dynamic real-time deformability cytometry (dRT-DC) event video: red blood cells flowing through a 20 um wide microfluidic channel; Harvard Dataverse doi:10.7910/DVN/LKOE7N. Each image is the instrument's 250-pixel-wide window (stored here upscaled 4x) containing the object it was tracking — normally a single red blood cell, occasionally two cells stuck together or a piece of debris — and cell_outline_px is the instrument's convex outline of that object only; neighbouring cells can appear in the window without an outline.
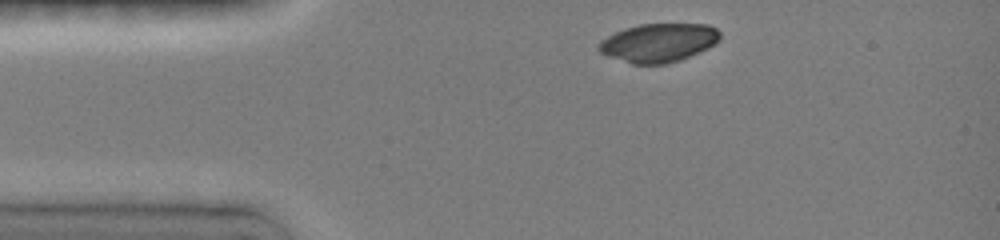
{"species": "common noctule bat (a hibernating species)", "species_latin": "Nyctalus noctula", "temperature_condition": "room temperature", "stored_images_in_passage": 5, "camera_frame_rate_fps": 3000, "um_per_image_px": 0.085, "animal": {"sex": "female", "body_mass_g": 19.0, "forearm_length_mm": 51.5}, "frame": {"image": 1, "passage_image": 1, "time_ms": 0.0, "image_size_px": [1000, 240], "cell_outline_px": [[720, 40], [680, 60], [664, 64], [632, 64], [608, 56], [600, 52], [596, 48], [596, 44], [600, 40], [624, 28], [640, 24], [708, 24], [716, 28], [720, 32]], "centroid_in_image_um": [55.92, 3.62], "position_along_channel_um": 29.1, "area_um2": 27.11}}